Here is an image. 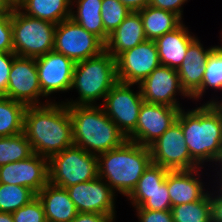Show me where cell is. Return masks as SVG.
Wrapping results in <instances>:
<instances>
[{
    "label": "cell",
    "mask_w": 222,
    "mask_h": 222,
    "mask_svg": "<svg viewBox=\"0 0 222 222\" xmlns=\"http://www.w3.org/2000/svg\"><path fill=\"white\" fill-rule=\"evenodd\" d=\"M177 120L191 157L201 167L216 168L222 159V104L203 101L192 109H180Z\"/></svg>",
    "instance_id": "1"
},
{
    "label": "cell",
    "mask_w": 222,
    "mask_h": 222,
    "mask_svg": "<svg viewBox=\"0 0 222 222\" xmlns=\"http://www.w3.org/2000/svg\"><path fill=\"white\" fill-rule=\"evenodd\" d=\"M23 133L33 152L47 159L74 145L69 109L59 99L40 106H27Z\"/></svg>",
    "instance_id": "2"
},
{
    "label": "cell",
    "mask_w": 222,
    "mask_h": 222,
    "mask_svg": "<svg viewBox=\"0 0 222 222\" xmlns=\"http://www.w3.org/2000/svg\"><path fill=\"white\" fill-rule=\"evenodd\" d=\"M98 176L125 198L152 163L147 146L126 140L121 146L97 155Z\"/></svg>",
    "instance_id": "3"
},
{
    "label": "cell",
    "mask_w": 222,
    "mask_h": 222,
    "mask_svg": "<svg viewBox=\"0 0 222 222\" xmlns=\"http://www.w3.org/2000/svg\"><path fill=\"white\" fill-rule=\"evenodd\" d=\"M74 145L95 155L121 146L127 138L101 105L68 106Z\"/></svg>",
    "instance_id": "4"
},
{
    "label": "cell",
    "mask_w": 222,
    "mask_h": 222,
    "mask_svg": "<svg viewBox=\"0 0 222 222\" xmlns=\"http://www.w3.org/2000/svg\"><path fill=\"white\" fill-rule=\"evenodd\" d=\"M117 82L116 59L105 50L97 56L75 63L71 92L74 89L78 97L66 98L62 102L67 106L101 105Z\"/></svg>",
    "instance_id": "5"
},
{
    "label": "cell",
    "mask_w": 222,
    "mask_h": 222,
    "mask_svg": "<svg viewBox=\"0 0 222 222\" xmlns=\"http://www.w3.org/2000/svg\"><path fill=\"white\" fill-rule=\"evenodd\" d=\"M13 49L17 56L38 58L54 48L56 24L23 14L11 13Z\"/></svg>",
    "instance_id": "6"
},
{
    "label": "cell",
    "mask_w": 222,
    "mask_h": 222,
    "mask_svg": "<svg viewBox=\"0 0 222 222\" xmlns=\"http://www.w3.org/2000/svg\"><path fill=\"white\" fill-rule=\"evenodd\" d=\"M98 177L97 155L72 145L49 159V182L67 188Z\"/></svg>",
    "instance_id": "7"
},
{
    "label": "cell",
    "mask_w": 222,
    "mask_h": 222,
    "mask_svg": "<svg viewBox=\"0 0 222 222\" xmlns=\"http://www.w3.org/2000/svg\"><path fill=\"white\" fill-rule=\"evenodd\" d=\"M143 102L139 84L118 81L107 93L101 106L127 138L136 129Z\"/></svg>",
    "instance_id": "8"
},
{
    "label": "cell",
    "mask_w": 222,
    "mask_h": 222,
    "mask_svg": "<svg viewBox=\"0 0 222 222\" xmlns=\"http://www.w3.org/2000/svg\"><path fill=\"white\" fill-rule=\"evenodd\" d=\"M53 50L76 63L101 54L105 43L70 18L56 24Z\"/></svg>",
    "instance_id": "9"
},
{
    "label": "cell",
    "mask_w": 222,
    "mask_h": 222,
    "mask_svg": "<svg viewBox=\"0 0 222 222\" xmlns=\"http://www.w3.org/2000/svg\"><path fill=\"white\" fill-rule=\"evenodd\" d=\"M6 97L26 106L51 103L41 91L35 58L17 55L13 58Z\"/></svg>",
    "instance_id": "10"
},
{
    "label": "cell",
    "mask_w": 222,
    "mask_h": 222,
    "mask_svg": "<svg viewBox=\"0 0 222 222\" xmlns=\"http://www.w3.org/2000/svg\"><path fill=\"white\" fill-rule=\"evenodd\" d=\"M152 163L170 171L192 170L201 167L192 157L178 120L149 146Z\"/></svg>",
    "instance_id": "11"
},
{
    "label": "cell",
    "mask_w": 222,
    "mask_h": 222,
    "mask_svg": "<svg viewBox=\"0 0 222 222\" xmlns=\"http://www.w3.org/2000/svg\"><path fill=\"white\" fill-rule=\"evenodd\" d=\"M79 213H99L117 220L116 199L118 195L99 176L66 188ZM117 196V197H116Z\"/></svg>",
    "instance_id": "12"
},
{
    "label": "cell",
    "mask_w": 222,
    "mask_h": 222,
    "mask_svg": "<svg viewBox=\"0 0 222 222\" xmlns=\"http://www.w3.org/2000/svg\"><path fill=\"white\" fill-rule=\"evenodd\" d=\"M139 86L143 100L148 103L183 109L184 107L179 99L183 97L181 99L187 98V100H191V97L180 84L177 69L168 66L160 65L155 68Z\"/></svg>",
    "instance_id": "13"
},
{
    "label": "cell",
    "mask_w": 222,
    "mask_h": 222,
    "mask_svg": "<svg viewBox=\"0 0 222 222\" xmlns=\"http://www.w3.org/2000/svg\"><path fill=\"white\" fill-rule=\"evenodd\" d=\"M35 60L41 91L51 102H56L55 93L71 91L75 67L72 59L52 50Z\"/></svg>",
    "instance_id": "14"
},
{
    "label": "cell",
    "mask_w": 222,
    "mask_h": 222,
    "mask_svg": "<svg viewBox=\"0 0 222 222\" xmlns=\"http://www.w3.org/2000/svg\"><path fill=\"white\" fill-rule=\"evenodd\" d=\"M180 109L168 105L143 102L136 129L127 140L149 147L177 120Z\"/></svg>",
    "instance_id": "15"
},
{
    "label": "cell",
    "mask_w": 222,
    "mask_h": 222,
    "mask_svg": "<svg viewBox=\"0 0 222 222\" xmlns=\"http://www.w3.org/2000/svg\"><path fill=\"white\" fill-rule=\"evenodd\" d=\"M160 65L155 41L145 40L116 58L118 81L140 84Z\"/></svg>",
    "instance_id": "16"
},
{
    "label": "cell",
    "mask_w": 222,
    "mask_h": 222,
    "mask_svg": "<svg viewBox=\"0 0 222 222\" xmlns=\"http://www.w3.org/2000/svg\"><path fill=\"white\" fill-rule=\"evenodd\" d=\"M48 182L49 159L38 154L0 166L2 184L25 186L37 194Z\"/></svg>",
    "instance_id": "17"
},
{
    "label": "cell",
    "mask_w": 222,
    "mask_h": 222,
    "mask_svg": "<svg viewBox=\"0 0 222 222\" xmlns=\"http://www.w3.org/2000/svg\"><path fill=\"white\" fill-rule=\"evenodd\" d=\"M202 169L204 172L210 170L199 167L192 170H175L167 173L165 181L171 199V206L199 201L209 191L210 183L213 182L208 180L209 183H207L203 180L205 175Z\"/></svg>",
    "instance_id": "18"
},
{
    "label": "cell",
    "mask_w": 222,
    "mask_h": 222,
    "mask_svg": "<svg viewBox=\"0 0 222 222\" xmlns=\"http://www.w3.org/2000/svg\"><path fill=\"white\" fill-rule=\"evenodd\" d=\"M216 46L204 47L198 36L189 44L177 73L182 88L190 97L201 88L208 55Z\"/></svg>",
    "instance_id": "19"
},
{
    "label": "cell",
    "mask_w": 222,
    "mask_h": 222,
    "mask_svg": "<svg viewBox=\"0 0 222 222\" xmlns=\"http://www.w3.org/2000/svg\"><path fill=\"white\" fill-rule=\"evenodd\" d=\"M182 22L176 29L155 40L160 64L178 69L184 60L189 44L197 37Z\"/></svg>",
    "instance_id": "20"
},
{
    "label": "cell",
    "mask_w": 222,
    "mask_h": 222,
    "mask_svg": "<svg viewBox=\"0 0 222 222\" xmlns=\"http://www.w3.org/2000/svg\"><path fill=\"white\" fill-rule=\"evenodd\" d=\"M147 40L144 33L142 18L138 11H132L120 23V25L109 34L105 43V50L115 59L124 51L132 49Z\"/></svg>",
    "instance_id": "21"
},
{
    "label": "cell",
    "mask_w": 222,
    "mask_h": 222,
    "mask_svg": "<svg viewBox=\"0 0 222 222\" xmlns=\"http://www.w3.org/2000/svg\"><path fill=\"white\" fill-rule=\"evenodd\" d=\"M36 196L42 203L47 222H70L78 213L65 188L48 182Z\"/></svg>",
    "instance_id": "22"
},
{
    "label": "cell",
    "mask_w": 222,
    "mask_h": 222,
    "mask_svg": "<svg viewBox=\"0 0 222 222\" xmlns=\"http://www.w3.org/2000/svg\"><path fill=\"white\" fill-rule=\"evenodd\" d=\"M219 40L221 43L217 45L208 55L207 63L205 66V73L203 75V81L201 88L191 97V100L196 102H200L199 100H203L208 89L211 91L214 90V93L210 96L214 95L219 90L222 96V30L219 33ZM205 94V95H204ZM216 96V97H215ZM212 98L209 97V101H206V104H222V97L216 94ZM218 97V98H217ZM221 99V100H219Z\"/></svg>",
    "instance_id": "23"
},
{
    "label": "cell",
    "mask_w": 222,
    "mask_h": 222,
    "mask_svg": "<svg viewBox=\"0 0 222 222\" xmlns=\"http://www.w3.org/2000/svg\"><path fill=\"white\" fill-rule=\"evenodd\" d=\"M102 1L103 0H71L70 18L106 43L109 34L104 30L101 17Z\"/></svg>",
    "instance_id": "24"
},
{
    "label": "cell",
    "mask_w": 222,
    "mask_h": 222,
    "mask_svg": "<svg viewBox=\"0 0 222 222\" xmlns=\"http://www.w3.org/2000/svg\"><path fill=\"white\" fill-rule=\"evenodd\" d=\"M16 7L27 16L54 24L71 17V0H22Z\"/></svg>",
    "instance_id": "25"
},
{
    "label": "cell",
    "mask_w": 222,
    "mask_h": 222,
    "mask_svg": "<svg viewBox=\"0 0 222 222\" xmlns=\"http://www.w3.org/2000/svg\"><path fill=\"white\" fill-rule=\"evenodd\" d=\"M142 18L147 40L155 41L165 33L176 29L183 20L174 12L148 5L138 11Z\"/></svg>",
    "instance_id": "26"
},
{
    "label": "cell",
    "mask_w": 222,
    "mask_h": 222,
    "mask_svg": "<svg viewBox=\"0 0 222 222\" xmlns=\"http://www.w3.org/2000/svg\"><path fill=\"white\" fill-rule=\"evenodd\" d=\"M27 106L6 96H0V137H9L23 132Z\"/></svg>",
    "instance_id": "27"
},
{
    "label": "cell",
    "mask_w": 222,
    "mask_h": 222,
    "mask_svg": "<svg viewBox=\"0 0 222 222\" xmlns=\"http://www.w3.org/2000/svg\"><path fill=\"white\" fill-rule=\"evenodd\" d=\"M174 222H212L209 191L199 200L172 206Z\"/></svg>",
    "instance_id": "28"
},
{
    "label": "cell",
    "mask_w": 222,
    "mask_h": 222,
    "mask_svg": "<svg viewBox=\"0 0 222 222\" xmlns=\"http://www.w3.org/2000/svg\"><path fill=\"white\" fill-rule=\"evenodd\" d=\"M125 201H130L132 207H141L152 211L171 210V199L166 181L153 192H131Z\"/></svg>",
    "instance_id": "29"
},
{
    "label": "cell",
    "mask_w": 222,
    "mask_h": 222,
    "mask_svg": "<svg viewBox=\"0 0 222 222\" xmlns=\"http://www.w3.org/2000/svg\"><path fill=\"white\" fill-rule=\"evenodd\" d=\"M33 154L32 146L23 132L0 137V166L27 159Z\"/></svg>",
    "instance_id": "30"
},
{
    "label": "cell",
    "mask_w": 222,
    "mask_h": 222,
    "mask_svg": "<svg viewBox=\"0 0 222 222\" xmlns=\"http://www.w3.org/2000/svg\"><path fill=\"white\" fill-rule=\"evenodd\" d=\"M35 197L30 188L0 183V212L13 213Z\"/></svg>",
    "instance_id": "31"
},
{
    "label": "cell",
    "mask_w": 222,
    "mask_h": 222,
    "mask_svg": "<svg viewBox=\"0 0 222 222\" xmlns=\"http://www.w3.org/2000/svg\"><path fill=\"white\" fill-rule=\"evenodd\" d=\"M131 11L119 0H103L101 17L104 30L110 34L129 15Z\"/></svg>",
    "instance_id": "32"
},
{
    "label": "cell",
    "mask_w": 222,
    "mask_h": 222,
    "mask_svg": "<svg viewBox=\"0 0 222 222\" xmlns=\"http://www.w3.org/2000/svg\"><path fill=\"white\" fill-rule=\"evenodd\" d=\"M170 170L151 163L140 177L132 192H153L166 180Z\"/></svg>",
    "instance_id": "33"
},
{
    "label": "cell",
    "mask_w": 222,
    "mask_h": 222,
    "mask_svg": "<svg viewBox=\"0 0 222 222\" xmlns=\"http://www.w3.org/2000/svg\"><path fill=\"white\" fill-rule=\"evenodd\" d=\"M14 222H47L44 208L36 196L28 204L12 213Z\"/></svg>",
    "instance_id": "34"
},
{
    "label": "cell",
    "mask_w": 222,
    "mask_h": 222,
    "mask_svg": "<svg viewBox=\"0 0 222 222\" xmlns=\"http://www.w3.org/2000/svg\"><path fill=\"white\" fill-rule=\"evenodd\" d=\"M0 53H14L11 14H0Z\"/></svg>",
    "instance_id": "35"
},
{
    "label": "cell",
    "mask_w": 222,
    "mask_h": 222,
    "mask_svg": "<svg viewBox=\"0 0 222 222\" xmlns=\"http://www.w3.org/2000/svg\"><path fill=\"white\" fill-rule=\"evenodd\" d=\"M138 222H174L172 211H152L142 209L141 207H133Z\"/></svg>",
    "instance_id": "36"
},
{
    "label": "cell",
    "mask_w": 222,
    "mask_h": 222,
    "mask_svg": "<svg viewBox=\"0 0 222 222\" xmlns=\"http://www.w3.org/2000/svg\"><path fill=\"white\" fill-rule=\"evenodd\" d=\"M15 53H0V96H6L10 70Z\"/></svg>",
    "instance_id": "37"
},
{
    "label": "cell",
    "mask_w": 222,
    "mask_h": 222,
    "mask_svg": "<svg viewBox=\"0 0 222 222\" xmlns=\"http://www.w3.org/2000/svg\"><path fill=\"white\" fill-rule=\"evenodd\" d=\"M190 0H150L149 5L160 8L163 10H167L170 12H174L178 15L182 20H184V5L187 4ZM186 3V4H185Z\"/></svg>",
    "instance_id": "38"
},
{
    "label": "cell",
    "mask_w": 222,
    "mask_h": 222,
    "mask_svg": "<svg viewBox=\"0 0 222 222\" xmlns=\"http://www.w3.org/2000/svg\"><path fill=\"white\" fill-rule=\"evenodd\" d=\"M209 196L211 200L212 222H222V190L214 184L210 186ZM212 191V192H211Z\"/></svg>",
    "instance_id": "39"
},
{
    "label": "cell",
    "mask_w": 222,
    "mask_h": 222,
    "mask_svg": "<svg viewBox=\"0 0 222 222\" xmlns=\"http://www.w3.org/2000/svg\"><path fill=\"white\" fill-rule=\"evenodd\" d=\"M112 220L104 214L99 213H77L70 222H111Z\"/></svg>",
    "instance_id": "40"
},
{
    "label": "cell",
    "mask_w": 222,
    "mask_h": 222,
    "mask_svg": "<svg viewBox=\"0 0 222 222\" xmlns=\"http://www.w3.org/2000/svg\"><path fill=\"white\" fill-rule=\"evenodd\" d=\"M123 3L131 12L140 11L141 9L149 5L150 0H119Z\"/></svg>",
    "instance_id": "41"
},
{
    "label": "cell",
    "mask_w": 222,
    "mask_h": 222,
    "mask_svg": "<svg viewBox=\"0 0 222 222\" xmlns=\"http://www.w3.org/2000/svg\"><path fill=\"white\" fill-rule=\"evenodd\" d=\"M219 167V168H218ZM210 172L216 174V175H211L213 176V183L217 188H219L220 190H222V160H220L216 166L215 169H212V171L210 170ZM217 172V173H216Z\"/></svg>",
    "instance_id": "42"
},
{
    "label": "cell",
    "mask_w": 222,
    "mask_h": 222,
    "mask_svg": "<svg viewBox=\"0 0 222 222\" xmlns=\"http://www.w3.org/2000/svg\"><path fill=\"white\" fill-rule=\"evenodd\" d=\"M14 8L8 0H0V14H11Z\"/></svg>",
    "instance_id": "43"
},
{
    "label": "cell",
    "mask_w": 222,
    "mask_h": 222,
    "mask_svg": "<svg viewBox=\"0 0 222 222\" xmlns=\"http://www.w3.org/2000/svg\"><path fill=\"white\" fill-rule=\"evenodd\" d=\"M0 222H14L12 213L0 212Z\"/></svg>",
    "instance_id": "44"
},
{
    "label": "cell",
    "mask_w": 222,
    "mask_h": 222,
    "mask_svg": "<svg viewBox=\"0 0 222 222\" xmlns=\"http://www.w3.org/2000/svg\"><path fill=\"white\" fill-rule=\"evenodd\" d=\"M14 7H16L22 0H8Z\"/></svg>",
    "instance_id": "45"
}]
</instances>
